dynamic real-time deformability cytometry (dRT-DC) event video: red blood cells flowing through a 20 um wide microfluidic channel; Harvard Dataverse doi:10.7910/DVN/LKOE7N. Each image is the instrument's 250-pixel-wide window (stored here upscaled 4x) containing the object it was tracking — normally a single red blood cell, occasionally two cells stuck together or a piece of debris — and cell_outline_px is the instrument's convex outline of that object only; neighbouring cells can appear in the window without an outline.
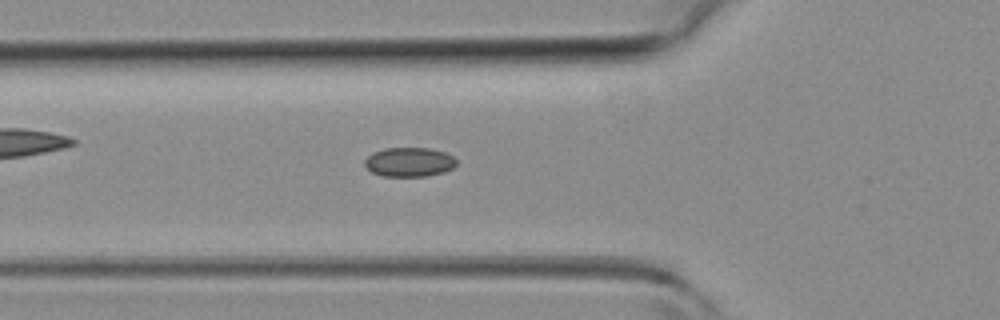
{"species": "common noctule bat (a hibernating species)", "species_latin": "Nyctalus noctula", "temperature_condition": "room temperature", "stored_images_in_passage": 39, "camera_frame_rate_fps": 3000, "um_per_image_px": 0.085, "animal": {"sex": "female", "body_mass_g": 19.3, "forearm_length_mm": 54.1}, "frame": {"image": 1, "passage_image": 10, "time_ms": 3.0, "image_size_px": [1000, 320], "cell_outline_px": [[456, 164], [452, 168], [444, 172], [428, 176], [380, 176], [372, 172], [364, 164], [364, 160], [372, 152], [384, 148], [428, 148], [444, 152], [452, 156], [456, 160]], "centroid_in_image_um": [34.76, 13.77], "position_along_channel_um": 91.0, "area_um2": 15.66}}
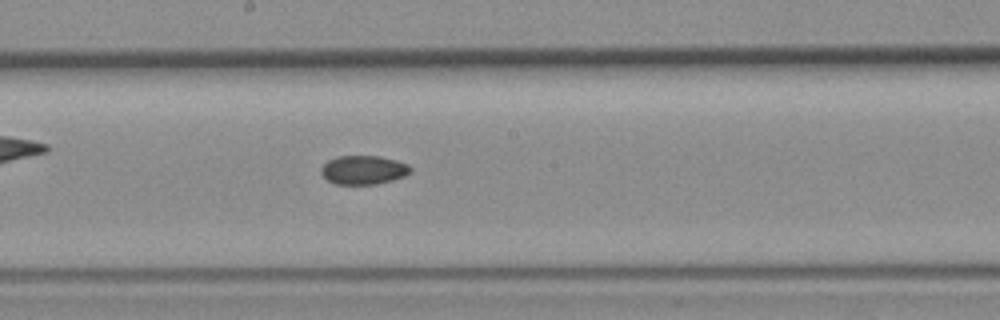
{"frame": {"image": 2, "passage_image": 18, "time_ms": 5.667, "image_size_px": [1000, 320], "cell_outline_px": [[412, 172], [404, 176], [392, 180], [376, 184], [336, 184], [328, 180], [320, 172], [320, 168], [328, 160], [340, 156], [380, 156], [396, 160], [408, 164], [412, 168]], "centroid_in_image_um": [30.92, 14.44], "position_along_channel_um": 217.3, "area_um2": 15.03}}
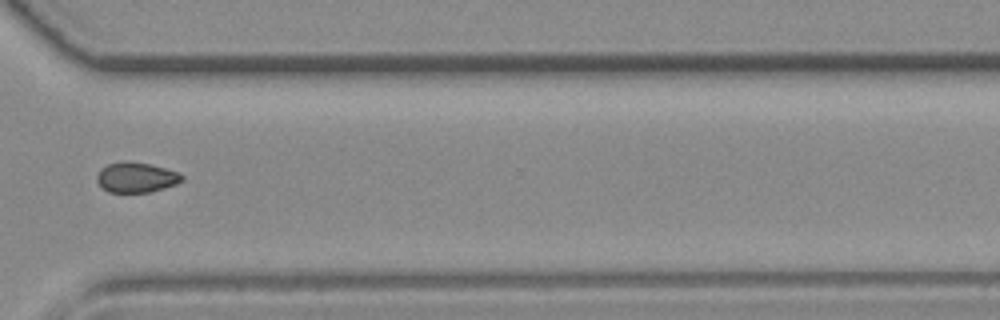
{"frame": {"image": 3, "passage_image": 27, "time_ms": 8.667, "image_size_px": [1000, 320], "cell_outline_px": [[184, 180], [176, 184], [164, 188], [148, 192], [108, 192], [100, 188], [96, 180], [96, 176], [100, 168], [108, 164], [148, 164], [180, 172], [184, 176]], "centroid_in_image_um": [11.58, 15.13], "position_along_channel_um": 359.0, "area_um2": 14.57}}